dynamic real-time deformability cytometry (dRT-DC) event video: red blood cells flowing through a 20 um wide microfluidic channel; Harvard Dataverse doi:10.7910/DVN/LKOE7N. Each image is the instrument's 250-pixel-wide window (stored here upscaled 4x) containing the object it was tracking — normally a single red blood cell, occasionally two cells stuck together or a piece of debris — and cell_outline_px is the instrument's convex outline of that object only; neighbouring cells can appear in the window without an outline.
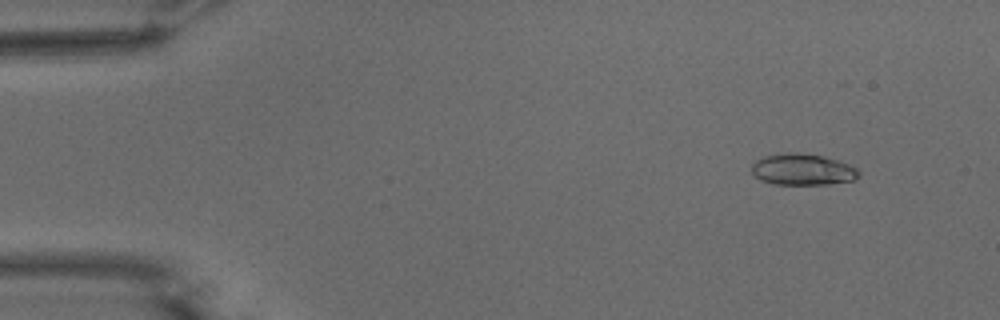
{"species": "common noctule bat (a hibernating species)", "species_latin": "Nyctalus noctula", "temperature_condition": "warm", "stored_images_in_passage": 45, "camera_frame_rate_fps": 3000, "um_per_image_px": 0.085, "animal": {"sex": "male", "body_mass_g": 15.6}, "frame": {"image": 1, "passage_image": 6, "time_ms": 1.667, "image_size_px": [1000, 320], "cell_outline_px": [[860, 176], [852, 180], [828, 184], [776, 184], [760, 180], [752, 172], [752, 164], [756, 160], [764, 156], [824, 156], [848, 164], [856, 168], [860, 172]], "centroid_in_image_um": [68.26, 14.47], "position_along_channel_um": 16.7, "area_um2": 18.5}}
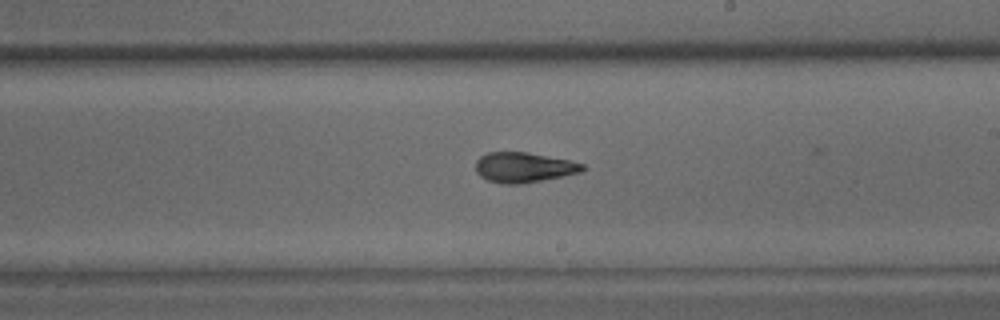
{"frame": {"image": 2, "passage_image": 32, "time_ms": 10.333, "image_size_px": [1000, 320], "cell_outline_px": [[584, 168], [580, 172], [564, 176], [520, 184], [504, 184], [488, 180], [480, 176], [476, 172], [476, 160], [480, 156], [488, 152], [528, 152], [568, 160], [584, 164]], "centroid_in_image_um": [44.49, 14.22], "position_along_channel_um": 244.5, "area_um2": 18.67}}
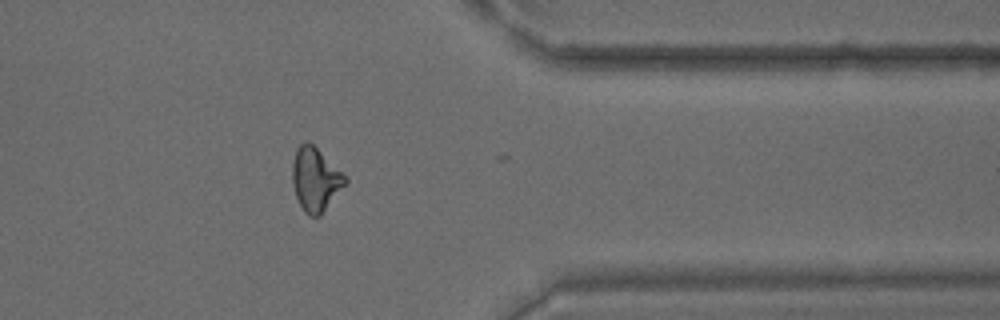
{"frame": {"image": 3, "passage_image": 44, "time_ms": 14.333, "image_size_px": [1000, 320], "cell_outline_px": [[348, 180], [320, 216], [308, 216], [304, 212], [296, 196], [292, 184], [292, 164], [296, 148], [304, 140], [308, 140]], "centroid_in_image_um": [26.75, 15.25], "position_along_channel_um": 384.6, "area_um2": 19.13}, "authors_computed_cell_mechanics": {"area_um2": 18.6694, "velocity_mm_per_s": 3.8063, "shape_relaxation_time_tau1_ms": 7.02, "shape_relaxation_time_tau2_ms": 1.6649, "deformation_change_tau1": 0.207, "deformation_change_tau2": 0.0942}}